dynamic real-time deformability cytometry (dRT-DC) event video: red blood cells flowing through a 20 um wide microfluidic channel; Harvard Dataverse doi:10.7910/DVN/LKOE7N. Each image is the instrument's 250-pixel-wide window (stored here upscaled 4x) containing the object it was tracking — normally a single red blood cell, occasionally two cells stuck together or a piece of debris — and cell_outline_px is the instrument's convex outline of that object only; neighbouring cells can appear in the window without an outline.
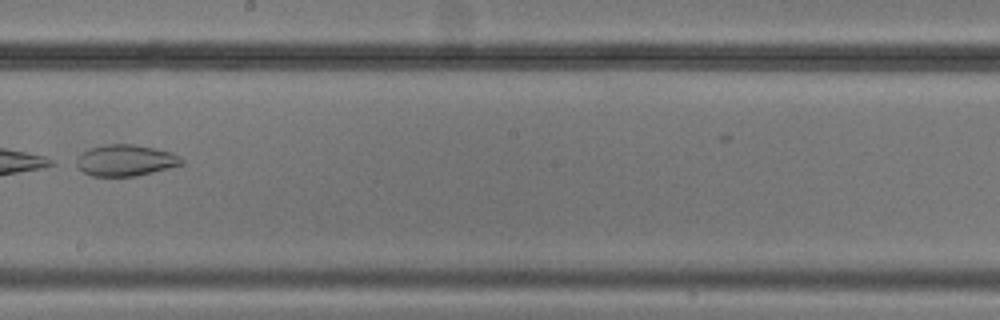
{"species": "common noctule bat (a hibernating species)", "species_latin": "Nyctalus noctula", "temperature_condition": "cold", "stored_images_in_passage": 9, "camera_frame_rate_fps": 3000, "um_per_image_px": 0.085, "animal": {"sex": "male", "body_mass_g": 20.5, "forearm_length_mm": 52.5}, "frame": {"image": 1, "passage_image": 6, "time_ms": 5.667, "image_size_px": [1000, 320], "cell_outline_px": [[184, 164], [136, 176], [92, 176], [84, 172], [72, 164], [68, 160], [88, 148], [104, 144], [132, 144], [172, 152], [180, 156], [184, 160]], "centroid_in_image_um": [10.56, 13.62], "position_along_channel_um": 237.6, "area_um2": 19.71}}